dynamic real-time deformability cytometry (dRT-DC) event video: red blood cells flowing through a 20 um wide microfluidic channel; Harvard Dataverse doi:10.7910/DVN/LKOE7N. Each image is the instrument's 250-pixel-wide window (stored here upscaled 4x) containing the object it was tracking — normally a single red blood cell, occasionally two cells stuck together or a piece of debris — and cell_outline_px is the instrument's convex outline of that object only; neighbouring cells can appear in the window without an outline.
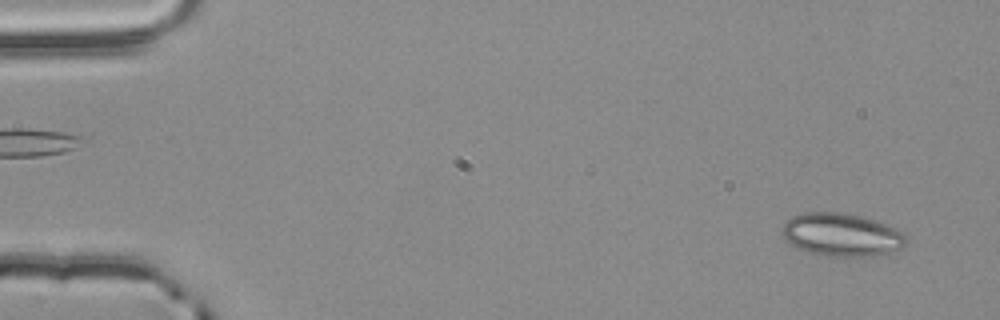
{"species": "common noctule bat (a hibernating species)", "species_latin": "Nyctalus noctula", "temperature_condition": "room temperature", "stored_images_in_passage": 54, "camera_frame_rate_fps": 3000, "um_per_image_px": 0.085, "animal": {"sex": "male", "body_mass_g": 20.4}, "frame": {"image": 1, "passage_image": 3, "time_ms": 0.667, "image_size_px": [1000, 320], "cell_outline_px": [[908, 240], [904, 248], [872, 256], [824, 256], [808, 252], [796, 248], [784, 236], [784, 220], [792, 216], [804, 212], [840, 212], [860, 216], [876, 220], [896, 228], [904, 232]], "centroid_in_image_um": [71.57, 19.95], "position_along_channel_um": 13.4, "area_um2": 31.21}}
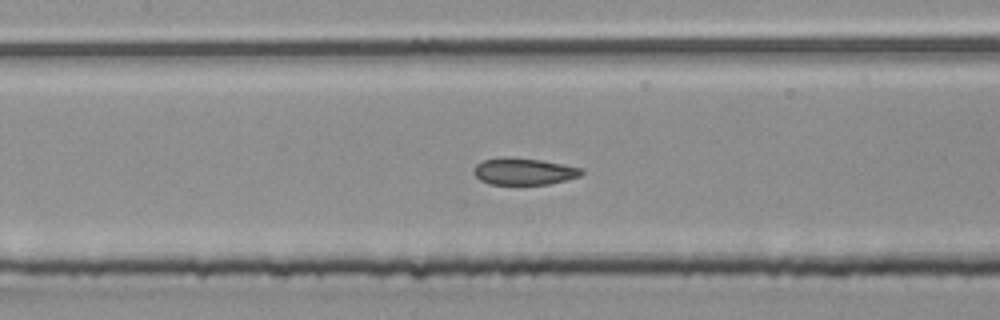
{"frame": {"image": 2, "passage_image": 25, "time_ms": 8.0, "image_size_px": [1000, 320], "cell_outline_px": [[584, 172], [580, 176], [548, 184], [488, 184], [480, 180], [472, 172], [476, 164], [484, 160], [500, 156], [508, 156], [540, 160], [564, 164], [584, 168]], "centroid_in_image_um": [44.51, 14.55], "position_along_channel_um": 162.9, "area_um2": 16.99}}
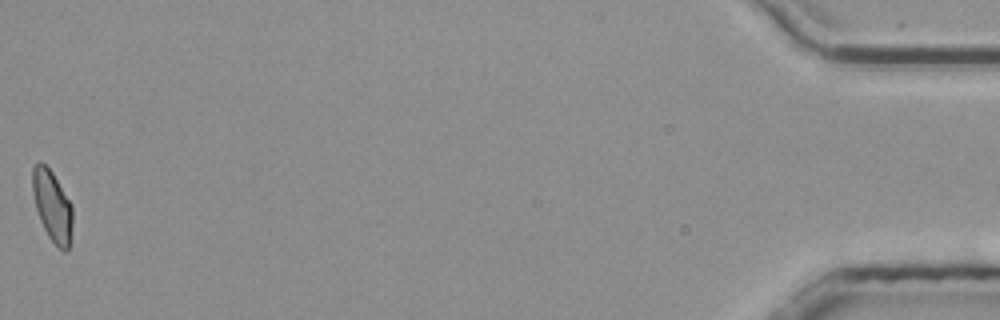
{"frame": {"image": 3, "passage_image": 54, "time_ms": 17.667, "image_size_px": [1000, 320], "cell_outline_px": [[72, 224], [68, 248], [64, 252], [48, 236], [40, 220], [36, 208], [32, 192], [32, 168], [40, 160], [52, 172], [72, 204]], "centroid_in_image_um": [4.43, 17.47], "position_along_channel_um": 430.8, "area_um2": 16.36}, "authors_computed_cell_mechanics": {"area_um2": 17.2822, "velocity_mm_per_s": 3.8491, "shape_relaxation_time_tau1_ms": null, "shape_relaxation_time_tau2_ms": 1.8481, "deformation_change_tau1": null, "deformation_change_tau2": 0.066}}